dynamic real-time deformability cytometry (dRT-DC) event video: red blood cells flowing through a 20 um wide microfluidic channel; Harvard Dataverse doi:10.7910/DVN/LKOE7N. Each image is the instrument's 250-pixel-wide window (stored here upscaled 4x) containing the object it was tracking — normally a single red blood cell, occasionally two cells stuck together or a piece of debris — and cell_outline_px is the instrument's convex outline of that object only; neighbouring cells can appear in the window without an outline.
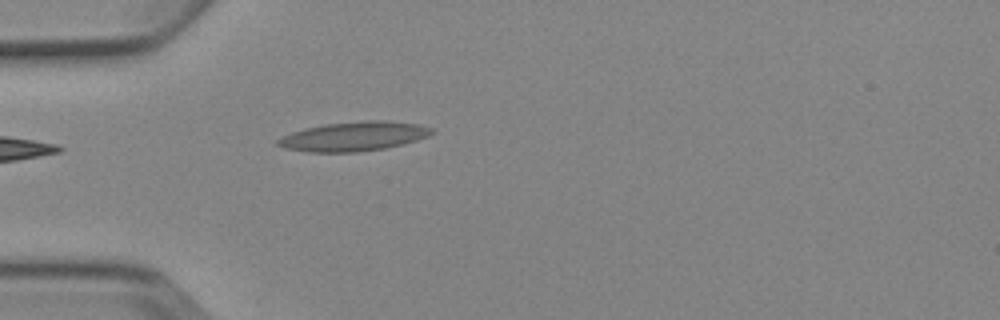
{"species": "Egyptian fruit bat (a non-hibernating species)", "species_latin": "Rousettus aegyptiacus", "temperature_condition": "cold", "stored_images_in_passage": 3, "camera_frame_rate_fps": 3000, "um_per_image_px": 0.085, "animal": {"sex": "female"}, "frame": {"image": 1, "passage_image": 3, "time_ms": 3.0, "image_size_px": [1000, 320], "cell_outline_px": [[436, 132], [428, 136], [404, 144], [384, 148], [356, 152], [308, 152], [284, 148], [276, 144], [276, 140], [292, 132], [304, 128], [324, 124], [364, 120], [388, 120], [420, 124], [432, 128]], "centroid_in_image_um": [30.1, 11.58], "position_along_channel_um": 54.9, "area_um2": 26.47}}